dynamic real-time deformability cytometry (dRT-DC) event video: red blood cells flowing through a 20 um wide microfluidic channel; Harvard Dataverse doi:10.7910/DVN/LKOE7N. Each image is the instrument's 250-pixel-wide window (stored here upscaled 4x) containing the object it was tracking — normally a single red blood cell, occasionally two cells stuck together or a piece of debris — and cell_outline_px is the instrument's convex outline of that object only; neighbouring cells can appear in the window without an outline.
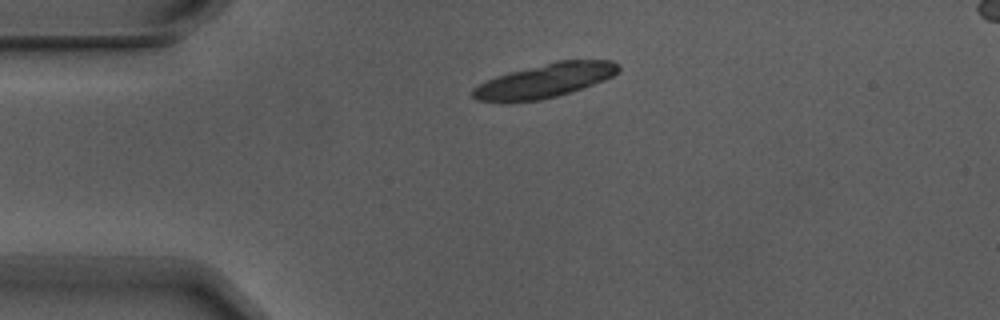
{"species": "Egyptian fruit bat (a non-hibernating species)", "species_latin": "Rousettus aegyptiacus", "temperature_condition": "warm", "stored_images_in_passage": 2, "camera_frame_rate_fps": 3000, "um_per_image_px": 0.085, "animal": {"sex": "male"}, "frame": {"image": 1, "passage_image": 1, "time_ms": 0.0, "image_size_px": [1000, 320], "cell_outline_px": [[620, 72], [604, 80], [556, 96], [540, 100], [476, 100], [472, 96], [472, 88], [496, 76], [556, 60], [612, 60], [620, 64]], "centroid_in_image_um": [46.38, 6.81], "position_along_channel_um": 38.6, "area_um2": 28.15}}